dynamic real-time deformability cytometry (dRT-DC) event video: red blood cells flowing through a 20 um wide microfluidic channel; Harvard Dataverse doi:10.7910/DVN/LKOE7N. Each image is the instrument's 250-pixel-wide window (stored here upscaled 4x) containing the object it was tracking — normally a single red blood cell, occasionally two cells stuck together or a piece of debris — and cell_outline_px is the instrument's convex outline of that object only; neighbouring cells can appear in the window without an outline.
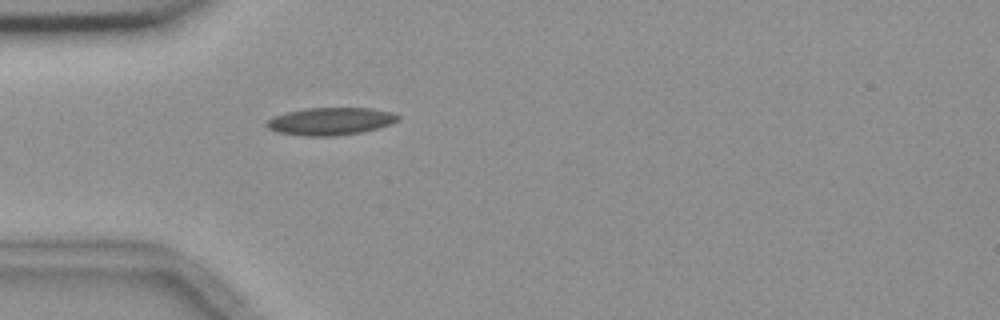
{"species": "common noctule bat (a hibernating species)", "species_latin": "Nyctalus noctula", "temperature_condition": "room temperature", "stored_images_in_passage": 1, "camera_frame_rate_fps": 3000, "um_per_image_px": 0.085, "animal": {"sex": "female", "body_mass_g": 18.4}, "frame": {"image": 1, "passage_image": 1, "time_ms": 0.0, "image_size_px": [1000, 320], "cell_outline_px": [[400, 120], [376, 128], [360, 132], [336, 136], [304, 136], [276, 132], [268, 128], [264, 124], [272, 116], [304, 108], [372, 108], [392, 112], [400, 116]], "centroid_in_image_um": [28.06, 10.3], "position_along_channel_um": 56.9, "area_um2": 21.1}}